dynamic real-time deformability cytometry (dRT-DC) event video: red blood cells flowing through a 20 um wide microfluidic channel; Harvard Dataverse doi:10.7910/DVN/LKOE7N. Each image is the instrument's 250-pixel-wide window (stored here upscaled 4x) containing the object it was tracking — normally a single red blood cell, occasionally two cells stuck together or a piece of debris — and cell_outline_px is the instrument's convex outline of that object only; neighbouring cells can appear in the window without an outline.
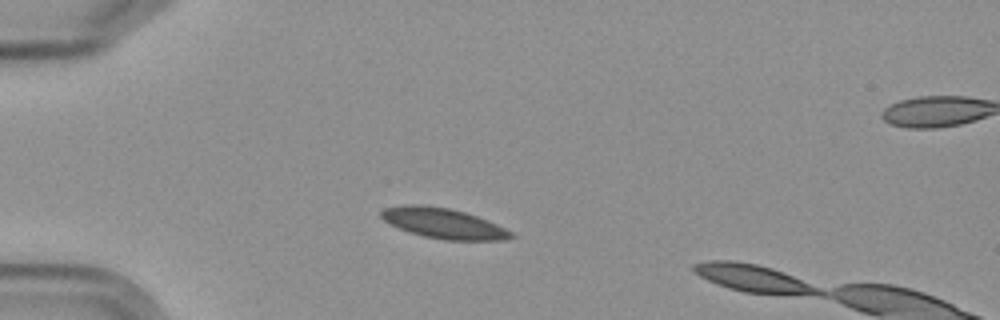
{"species": "Egyptian fruit bat (a non-hibernating species)", "species_latin": "Rousettus aegyptiacus", "temperature_condition": "cold", "stored_images_in_passage": 3, "camera_frame_rate_fps": 3000, "um_per_image_px": 0.085, "frame": {"image": 1, "passage_image": 2, "time_ms": 1.0, "image_size_px": [1000, 320], "cell_outline_px": [[516, 236], [508, 240], [444, 240], [424, 236], [408, 232], [384, 220], [380, 216], [380, 212], [384, 208], [404, 204], [420, 204], [448, 208], [464, 212], [476, 216], [496, 224], [512, 232]], "centroid_in_image_um": [37.69, 18.98], "position_along_channel_um": 47.3, "area_um2": 22.83}}